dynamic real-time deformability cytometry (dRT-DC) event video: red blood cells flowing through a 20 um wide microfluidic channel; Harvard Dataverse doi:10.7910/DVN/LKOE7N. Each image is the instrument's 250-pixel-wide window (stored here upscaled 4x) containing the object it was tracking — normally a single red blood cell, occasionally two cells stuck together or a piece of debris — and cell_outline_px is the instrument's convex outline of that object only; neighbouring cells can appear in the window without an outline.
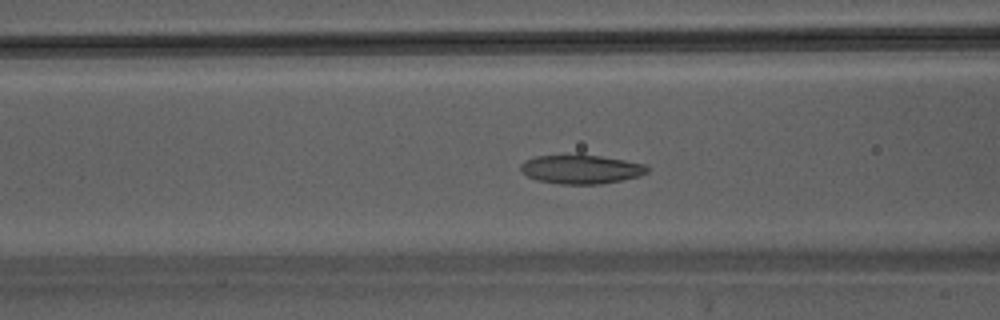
{"species": "Egyptian fruit bat (a non-hibernating species)", "species_latin": "Rousettus aegyptiacus", "temperature_condition": "warm", "stored_images_in_passage": 47, "camera_frame_rate_fps": 3000, "um_per_image_px": 0.085, "animal": {"sex": "male"}, "frame": {"image": 1, "passage_image": 20, "time_ms": 6.333, "image_size_px": [1000, 320], "cell_outline_px": [[648, 172], [640, 176], [600, 184], [560, 184], [536, 180], [520, 172], [520, 164], [524, 160], [536, 156], [600, 156], [624, 160], [644, 164], [648, 168]], "centroid_in_image_um": [49.36, 14.41], "position_along_channel_um": 117.2, "area_um2": 21.04}}
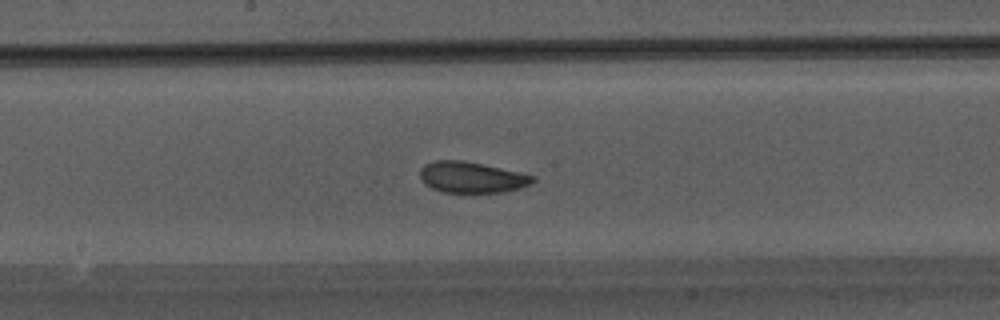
{"frame": {"image": 2, "passage_image": 26, "time_ms": 8.333, "image_size_px": [1000, 320], "cell_outline_px": [[536, 180], [532, 184], [520, 188], [504, 192], [440, 192], [424, 184], [420, 176], [420, 168], [424, 164], [436, 160], [464, 160], [484, 164], [536, 176]], "centroid_in_image_um": [40.1, 15.06], "position_along_channel_um": 208.1, "area_um2": 20.58}}
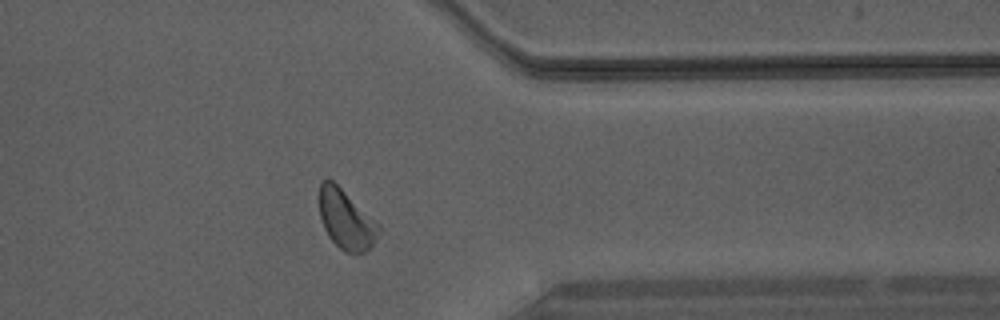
{"frame": {"image": 3, "passage_image": 38, "time_ms": 12.333, "image_size_px": [1000, 320], "cell_outline_px": [[380, 232], [372, 248], [364, 252], [344, 252], [328, 236], [324, 228], [320, 216], [320, 180], [328, 176], [380, 224]], "centroid_in_image_um": [29.43, 18.65], "position_along_channel_um": 382.0, "area_um2": 20.63}}